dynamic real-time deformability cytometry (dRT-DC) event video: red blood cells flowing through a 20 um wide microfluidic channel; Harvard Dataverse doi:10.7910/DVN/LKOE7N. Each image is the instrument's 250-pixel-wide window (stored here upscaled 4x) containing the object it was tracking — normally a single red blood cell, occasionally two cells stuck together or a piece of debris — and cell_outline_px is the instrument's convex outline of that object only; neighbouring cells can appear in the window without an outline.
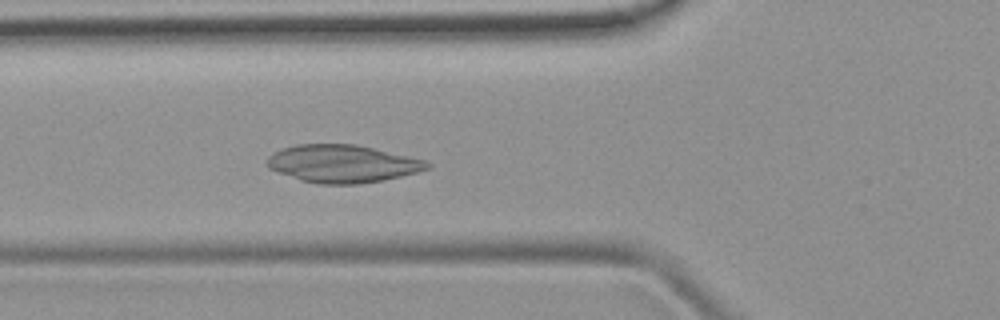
{"species": "common noctule bat (a hibernating species)", "species_latin": "Nyctalus noctula", "temperature_condition": "room temperature", "stored_images_in_passage": 48, "camera_frame_rate_fps": 3000, "um_per_image_px": 0.085, "animal": {"sex": "female", "body_mass_g": 19.9}, "frame": {"image": 1, "passage_image": 17, "time_ms": 5.333, "image_size_px": [1000, 320], "cell_outline_px": [[432, 168], [384, 180], [356, 184], [320, 184], [300, 180], [268, 168], [268, 156], [284, 148], [296, 144], [356, 144], [408, 156], [424, 160], [432, 164]], "centroid_in_image_um": [29.13, 13.92], "position_along_channel_um": 96.7, "area_um2": 34.91}}
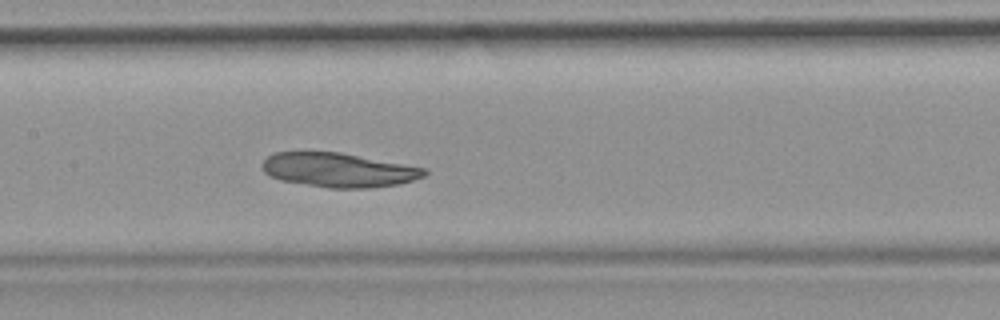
{"frame": {"image": 2, "passage_image": 23, "time_ms": 7.333, "image_size_px": [1000, 320], "cell_outline_px": [[428, 172], [424, 176], [400, 184], [368, 188], [332, 188], [280, 180], [264, 172], [260, 164], [272, 152], [340, 152], [428, 168]], "centroid_in_image_um": [28.8, 14.44], "position_along_channel_um": 178.6, "area_um2": 32.37}}
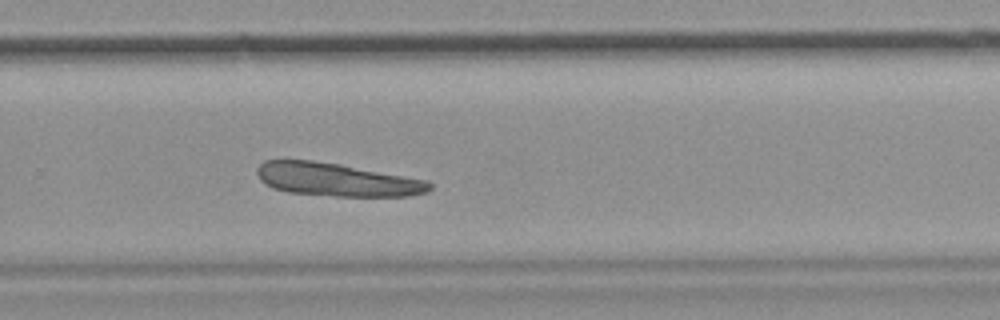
{"frame": {"image": 3, "passage_image": 32, "time_ms": 10.333, "image_size_px": [1000, 320], "cell_outline_px": [[432, 188], [424, 192], [404, 196], [336, 196], [288, 192], [272, 188], [264, 184], [260, 180], [256, 172], [256, 168], [264, 160], [312, 160], [340, 164], [428, 180], [432, 184]], "centroid_in_image_um": [28.58, 15.26], "position_along_channel_um": 301.2, "area_um2": 33.29}}